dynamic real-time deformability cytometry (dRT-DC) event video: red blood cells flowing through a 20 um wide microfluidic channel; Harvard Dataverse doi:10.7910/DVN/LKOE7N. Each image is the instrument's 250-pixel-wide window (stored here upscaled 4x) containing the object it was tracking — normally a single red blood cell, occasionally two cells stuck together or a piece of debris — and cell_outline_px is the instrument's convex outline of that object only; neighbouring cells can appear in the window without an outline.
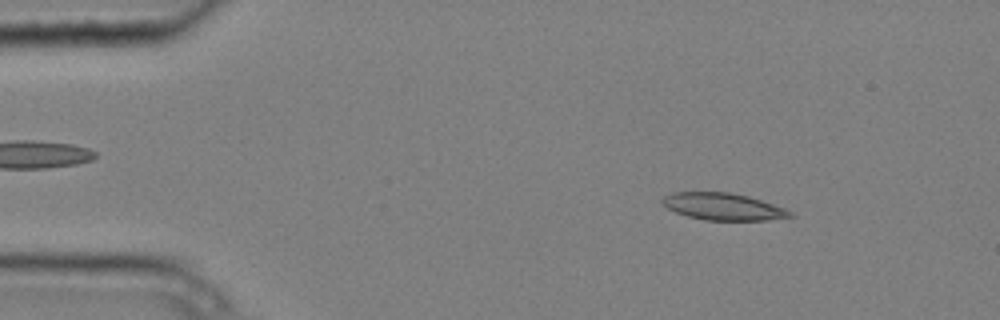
{"species": "common noctule bat (a hibernating species)", "species_latin": "Nyctalus noctula", "temperature_condition": "cold", "stored_images_in_passage": 11, "camera_frame_rate_fps": 3000, "um_per_image_px": 0.085, "animal": {"sex": "male", "body_mass_g": 20.4}, "frame": {"image": 1, "passage_image": 1, "time_ms": 0.0, "image_size_px": [1000, 320], "cell_outline_px": [[796, 216], [768, 220], [704, 220], [688, 216], [676, 212], [660, 204], [660, 200], [664, 196], [672, 192], [728, 192], [748, 196], [784, 208], [792, 212]], "centroid_in_image_um": [61.44, 17.56], "position_along_channel_um": 23.6, "area_um2": 20.11}}
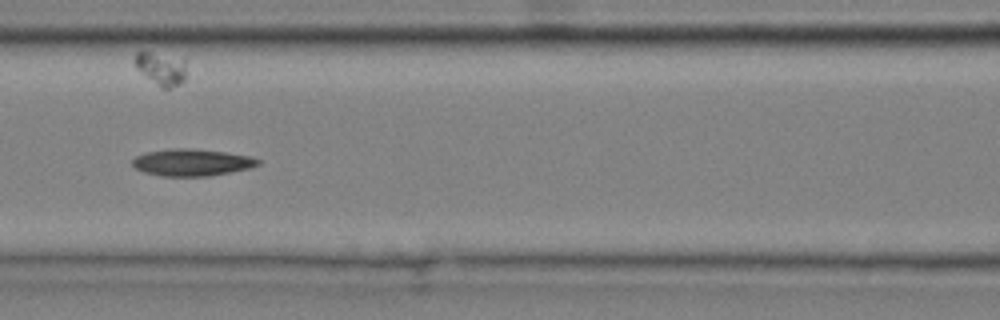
{"frame": {"image": 2, "passage_image": 5, "time_ms": 1.333, "image_size_px": [1000, 320], "cell_outline_px": [[260, 164], [252, 168], [208, 176], [160, 176], [144, 172], [136, 168], [132, 164], [132, 160], [136, 156], [148, 152], [168, 148], [192, 148], [224, 152], [252, 156], [260, 160]], "centroid_in_image_um": [16.33, 13.8], "position_along_channel_um": 150.3, "area_um2": 19.83}}
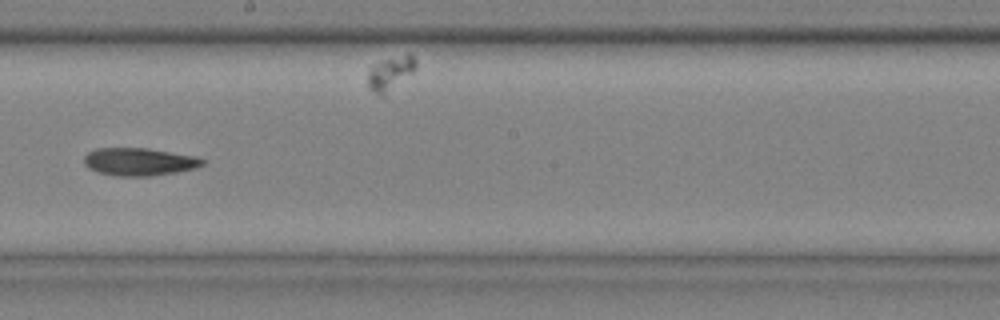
{"frame": {"image": 3, "passage_image": 7, "time_ms": 2.0, "image_size_px": [1000, 320], "cell_outline_px": [[204, 164], [196, 168], [176, 172], [152, 176], [116, 176], [96, 172], [88, 168], [84, 164], [84, 156], [88, 152], [96, 148], [148, 148], [196, 156], [204, 160]], "centroid_in_image_um": [11.81, 13.75], "position_along_channel_um": 236.4, "area_um2": 19.31}}